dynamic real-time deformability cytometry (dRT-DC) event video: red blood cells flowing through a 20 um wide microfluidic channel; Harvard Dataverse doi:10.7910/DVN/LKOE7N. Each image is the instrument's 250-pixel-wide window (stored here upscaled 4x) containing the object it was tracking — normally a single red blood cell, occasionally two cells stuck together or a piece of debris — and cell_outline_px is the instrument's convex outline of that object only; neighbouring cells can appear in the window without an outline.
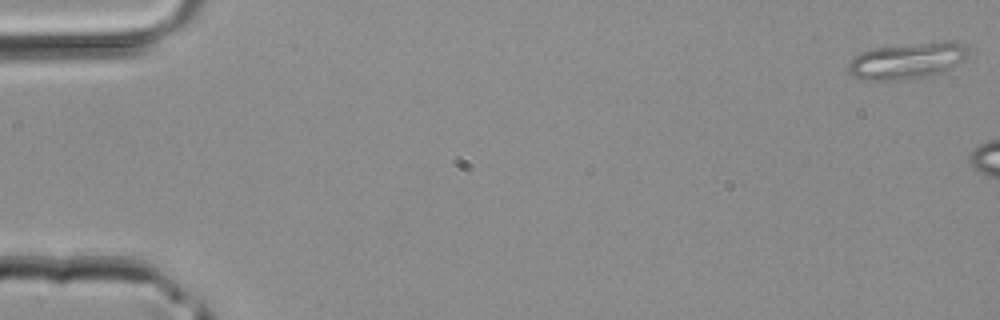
{"species": "common noctule bat (a hibernating species)", "species_latin": "Nyctalus noctula", "temperature_condition": "room temperature", "stored_images_in_passage": 39, "camera_frame_rate_fps": 3000, "um_per_image_px": 0.085, "animal": {"sex": "male", "body_mass_g": 20.4}, "frame": {"image": 1, "passage_image": 1, "time_ms": 0.0, "image_size_px": [1000, 320], "cell_outline_px": [[972, 56], [932, 76], [912, 80], [864, 80], [852, 76], [848, 72], [848, 64], [860, 52], [872, 48], [948, 40], [968, 44], [972, 48]], "centroid_in_image_um": [77.21, 5.15], "position_along_channel_um": 7.8, "area_um2": 26.07}}
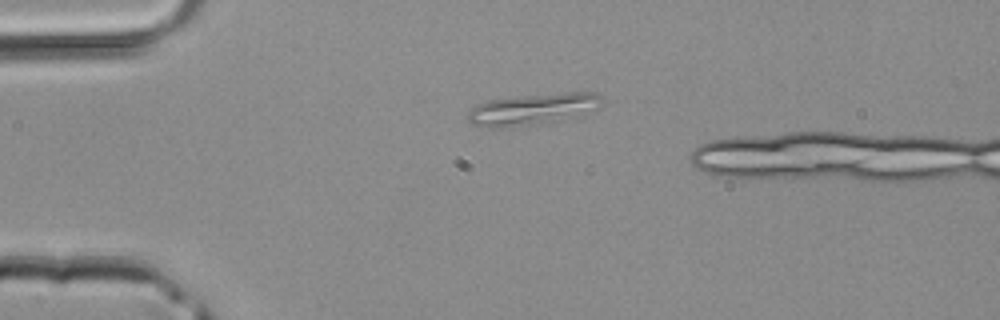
{"frame": {"image": 2, "passage_image": 11, "time_ms": 3.333, "image_size_px": [1000, 320], "cell_outline_px": [[604, 100], [600, 108], [552, 120], [496, 128], [484, 128], [472, 124], [468, 120], [468, 112], [472, 108], [488, 100], [512, 96], [568, 92], [596, 92]], "centroid_in_image_um": [45.24, 9.24], "position_along_channel_um": 39.8, "area_um2": 23.87}}